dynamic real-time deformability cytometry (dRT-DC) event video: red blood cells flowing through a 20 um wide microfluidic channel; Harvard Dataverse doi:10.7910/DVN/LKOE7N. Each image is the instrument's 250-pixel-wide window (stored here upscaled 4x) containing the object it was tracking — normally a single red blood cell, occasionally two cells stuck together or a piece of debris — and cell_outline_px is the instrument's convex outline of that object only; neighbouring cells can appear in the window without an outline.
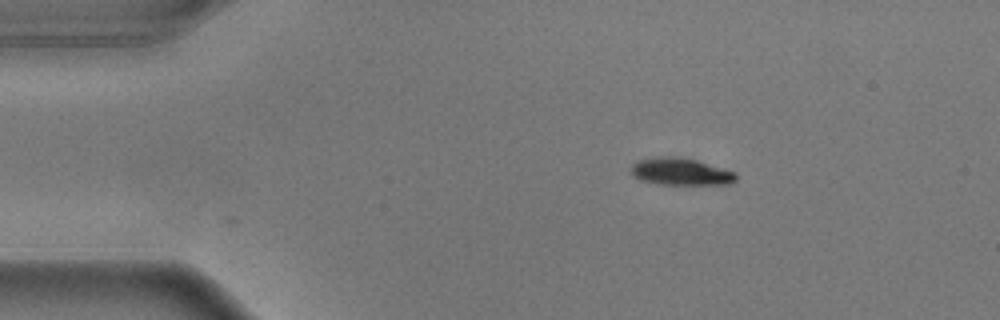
{"species": "common noctule bat (a hibernating species)", "species_latin": "Nyctalus noctula", "temperature_condition": "warm", "stored_images_in_passage": 9, "camera_frame_rate_fps": 3000, "um_per_image_px": 0.085, "animal": {"sex": "male", "body_mass_g": 17.9}, "frame": {"image": 1, "passage_image": 1, "time_ms": 0.0, "image_size_px": [1000, 320], "cell_outline_px": [[736, 180], [728, 184], [660, 184], [640, 180], [632, 176], [628, 168], [636, 160], [660, 156], [680, 156], [696, 160], [736, 172]], "centroid_in_image_um": [57.78, 14.57], "position_along_channel_um": 27.2, "area_um2": 16.82}}